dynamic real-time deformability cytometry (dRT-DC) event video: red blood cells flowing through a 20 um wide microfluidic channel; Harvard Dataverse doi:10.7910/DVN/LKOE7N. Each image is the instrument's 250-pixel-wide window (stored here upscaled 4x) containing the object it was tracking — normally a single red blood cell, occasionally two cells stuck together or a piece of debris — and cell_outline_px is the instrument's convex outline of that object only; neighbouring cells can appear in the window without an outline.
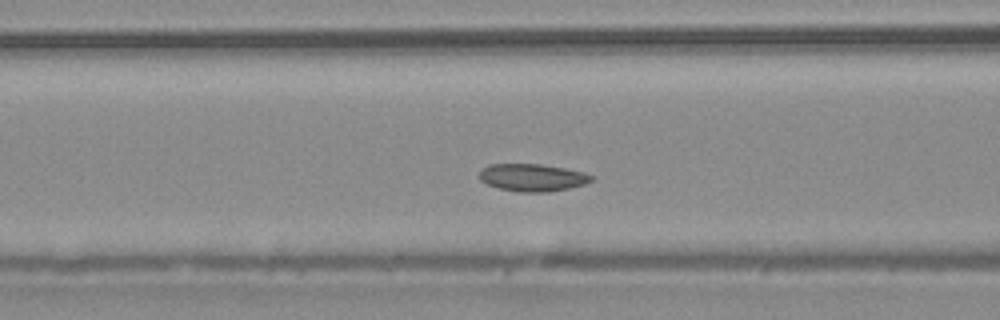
{"species": "common noctule bat (a hibernating species)", "species_latin": "Nyctalus noctula", "temperature_condition": "warm", "stored_images_in_passage": 43, "camera_frame_rate_fps": 3000, "um_per_image_px": 0.085, "animal": {"sex": "male", "body_mass_g": 20.4}, "frame": {"image": 1, "passage_image": 13, "time_ms": 4.0, "image_size_px": [1000, 320], "cell_outline_px": [[596, 176], [592, 180], [584, 184], [568, 188], [548, 192], [520, 192], [500, 188], [488, 184], [480, 180], [480, 172], [488, 164], [540, 164], [564, 168], [584, 172]], "centroid_in_image_um": [45.29, 15.08], "position_along_channel_um": 121.3, "area_um2": 17.8}}
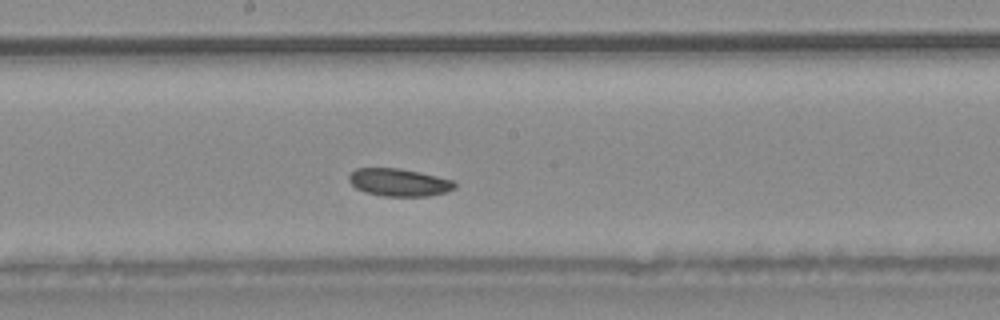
{"frame": {"image": 2, "passage_image": 20, "time_ms": 6.333, "image_size_px": [1000, 320], "cell_outline_px": [[456, 188], [448, 192], [428, 196], [384, 196], [364, 192], [356, 188], [348, 180], [348, 176], [356, 168], [400, 168], [420, 172], [456, 180]], "centroid_in_image_um": [33.96, 15.5], "position_along_channel_um": 214.2, "area_um2": 17.28}}
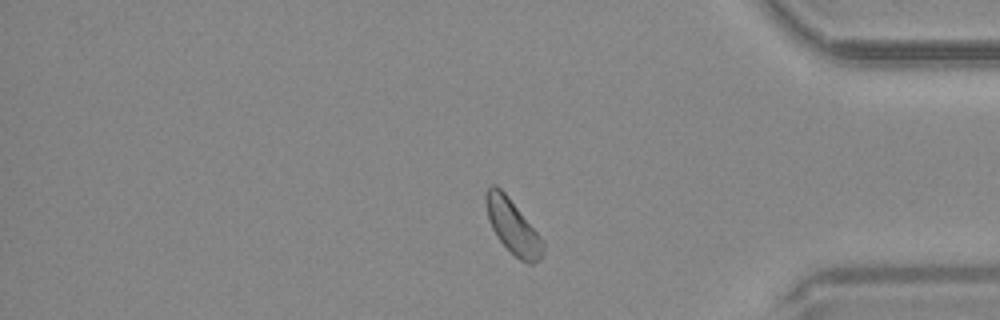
{"frame": {"image": 3, "passage_image": 35, "time_ms": 11.333, "image_size_px": [1000, 320], "cell_outline_px": [[544, 248], [540, 260], [532, 264], [528, 264], [520, 260], [496, 236], [492, 228], [488, 216], [484, 200], [484, 196], [488, 188], [492, 184], [496, 184], [508, 196], [544, 240]], "centroid_in_image_um": [43.59, 19.25], "position_along_channel_um": 391.6, "area_um2": 17.98}}